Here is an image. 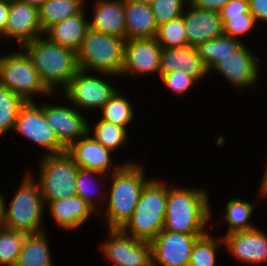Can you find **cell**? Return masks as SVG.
Returning a JSON list of instances; mask_svg holds the SVG:
<instances>
[{
  "mask_svg": "<svg viewBox=\"0 0 267 266\" xmlns=\"http://www.w3.org/2000/svg\"><path fill=\"white\" fill-rule=\"evenodd\" d=\"M249 11L256 22L267 23V0H248Z\"/></svg>",
  "mask_w": 267,
  "mask_h": 266,
  "instance_id": "cell-40",
  "label": "cell"
},
{
  "mask_svg": "<svg viewBox=\"0 0 267 266\" xmlns=\"http://www.w3.org/2000/svg\"><path fill=\"white\" fill-rule=\"evenodd\" d=\"M21 48L31 58L42 83L53 96L58 88L63 90L79 71L76 52L51 42L44 35Z\"/></svg>",
  "mask_w": 267,
  "mask_h": 266,
  "instance_id": "cell-3",
  "label": "cell"
},
{
  "mask_svg": "<svg viewBox=\"0 0 267 266\" xmlns=\"http://www.w3.org/2000/svg\"><path fill=\"white\" fill-rule=\"evenodd\" d=\"M98 177L101 178L102 182L100 186L105 188L106 184L103 183V180L104 178H107L108 180L110 179L108 174L79 168L76 179V189L77 195L81 197L84 201H86L99 215V213H101L102 211V208H99V204L95 201V198L96 196L98 197L100 191H97V189H95V186L98 184L96 186L98 188L100 184L99 181H96V178ZM95 191L96 193H94Z\"/></svg>",
  "mask_w": 267,
  "mask_h": 266,
  "instance_id": "cell-33",
  "label": "cell"
},
{
  "mask_svg": "<svg viewBox=\"0 0 267 266\" xmlns=\"http://www.w3.org/2000/svg\"><path fill=\"white\" fill-rule=\"evenodd\" d=\"M24 136L32 144L44 148L45 155L61 154L67 148L59 141L53 128L48 124L42 105L28 101L21 107L15 121L13 132Z\"/></svg>",
  "mask_w": 267,
  "mask_h": 266,
  "instance_id": "cell-10",
  "label": "cell"
},
{
  "mask_svg": "<svg viewBox=\"0 0 267 266\" xmlns=\"http://www.w3.org/2000/svg\"><path fill=\"white\" fill-rule=\"evenodd\" d=\"M93 127L94 129L89 122L88 133L93 135L97 142L112 152L128 144V131L125 127L100 119Z\"/></svg>",
  "mask_w": 267,
  "mask_h": 266,
  "instance_id": "cell-30",
  "label": "cell"
},
{
  "mask_svg": "<svg viewBox=\"0 0 267 266\" xmlns=\"http://www.w3.org/2000/svg\"><path fill=\"white\" fill-rule=\"evenodd\" d=\"M259 206V203L249 202L242 200L240 198H232L225 205L224 214L221 218L223 224L227 225L226 234L246 231L256 228L257 226L253 225L250 221L252 213L254 212L256 205Z\"/></svg>",
  "mask_w": 267,
  "mask_h": 266,
  "instance_id": "cell-27",
  "label": "cell"
},
{
  "mask_svg": "<svg viewBox=\"0 0 267 266\" xmlns=\"http://www.w3.org/2000/svg\"><path fill=\"white\" fill-rule=\"evenodd\" d=\"M93 7L89 28L126 40L124 0H94Z\"/></svg>",
  "mask_w": 267,
  "mask_h": 266,
  "instance_id": "cell-22",
  "label": "cell"
},
{
  "mask_svg": "<svg viewBox=\"0 0 267 266\" xmlns=\"http://www.w3.org/2000/svg\"><path fill=\"white\" fill-rule=\"evenodd\" d=\"M256 23L251 13H243V16L229 17V20L223 24V32L224 35L243 42L241 36L250 33L258 25Z\"/></svg>",
  "mask_w": 267,
  "mask_h": 266,
  "instance_id": "cell-37",
  "label": "cell"
},
{
  "mask_svg": "<svg viewBox=\"0 0 267 266\" xmlns=\"http://www.w3.org/2000/svg\"><path fill=\"white\" fill-rule=\"evenodd\" d=\"M21 1L39 8L45 0H21Z\"/></svg>",
  "mask_w": 267,
  "mask_h": 266,
  "instance_id": "cell-45",
  "label": "cell"
},
{
  "mask_svg": "<svg viewBox=\"0 0 267 266\" xmlns=\"http://www.w3.org/2000/svg\"><path fill=\"white\" fill-rule=\"evenodd\" d=\"M262 183L260 184V188H259V193H260V197L262 196V198H267V164H266V169L264 172V175L262 177Z\"/></svg>",
  "mask_w": 267,
  "mask_h": 266,
  "instance_id": "cell-43",
  "label": "cell"
},
{
  "mask_svg": "<svg viewBox=\"0 0 267 266\" xmlns=\"http://www.w3.org/2000/svg\"><path fill=\"white\" fill-rule=\"evenodd\" d=\"M161 50L156 38L126 40L120 76L132 74L142 77L157 74L160 77Z\"/></svg>",
  "mask_w": 267,
  "mask_h": 266,
  "instance_id": "cell-14",
  "label": "cell"
},
{
  "mask_svg": "<svg viewBox=\"0 0 267 266\" xmlns=\"http://www.w3.org/2000/svg\"><path fill=\"white\" fill-rule=\"evenodd\" d=\"M159 78L161 79V83H163L167 89L179 96L188 93V91L197 84V81L193 77L187 75L184 71L182 72L179 70L165 73Z\"/></svg>",
  "mask_w": 267,
  "mask_h": 266,
  "instance_id": "cell-38",
  "label": "cell"
},
{
  "mask_svg": "<svg viewBox=\"0 0 267 266\" xmlns=\"http://www.w3.org/2000/svg\"><path fill=\"white\" fill-rule=\"evenodd\" d=\"M10 8V0H0V36L5 32Z\"/></svg>",
  "mask_w": 267,
  "mask_h": 266,
  "instance_id": "cell-42",
  "label": "cell"
},
{
  "mask_svg": "<svg viewBox=\"0 0 267 266\" xmlns=\"http://www.w3.org/2000/svg\"><path fill=\"white\" fill-rule=\"evenodd\" d=\"M184 71L197 82L209 74L196 47L187 45L180 48L162 47L160 54V76L173 71Z\"/></svg>",
  "mask_w": 267,
  "mask_h": 266,
  "instance_id": "cell-20",
  "label": "cell"
},
{
  "mask_svg": "<svg viewBox=\"0 0 267 266\" xmlns=\"http://www.w3.org/2000/svg\"><path fill=\"white\" fill-rule=\"evenodd\" d=\"M222 245L224 246L222 236L215 239L209 231L200 236L192 248L189 266H215L216 252Z\"/></svg>",
  "mask_w": 267,
  "mask_h": 266,
  "instance_id": "cell-31",
  "label": "cell"
},
{
  "mask_svg": "<svg viewBox=\"0 0 267 266\" xmlns=\"http://www.w3.org/2000/svg\"><path fill=\"white\" fill-rule=\"evenodd\" d=\"M182 14L188 45L199 44L224 34L220 12L199 10L189 3Z\"/></svg>",
  "mask_w": 267,
  "mask_h": 266,
  "instance_id": "cell-19",
  "label": "cell"
},
{
  "mask_svg": "<svg viewBox=\"0 0 267 266\" xmlns=\"http://www.w3.org/2000/svg\"><path fill=\"white\" fill-rule=\"evenodd\" d=\"M245 42L231 36L221 35L199 44L196 49L205 67L209 71L221 58L231 55Z\"/></svg>",
  "mask_w": 267,
  "mask_h": 266,
  "instance_id": "cell-28",
  "label": "cell"
},
{
  "mask_svg": "<svg viewBox=\"0 0 267 266\" xmlns=\"http://www.w3.org/2000/svg\"><path fill=\"white\" fill-rule=\"evenodd\" d=\"M5 197L2 195V192L0 191V227H3V222L5 218Z\"/></svg>",
  "mask_w": 267,
  "mask_h": 266,
  "instance_id": "cell-44",
  "label": "cell"
},
{
  "mask_svg": "<svg viewBox=\"0 0 267 266\" xmlns=\"http://www.w3.org/2000/svg\"><path fill=\"white\" fill-rule=\"evenodd\" d=\"M224 246L237 261L259 265L267 262V233L256 227L222 235Z\"/></svg>",
  "mask_w": 267,
  "mask_h": 266,
  "instance_id": "cell-17",
  "label": "cell"
},
{
  "mask_svg": "<svg viewBox=\"0 0 267 266\" xmlns=\"http://www.w3.org/2000/svg\"><path fill=\"white\" fill-rule=\"evenodd\" d=\"M66 152L72 157L79 168L85 170L110 175L124 165L123 163L117 166L111 157L112 151L97 142L90 133L73 142Z\"/></svg>",
  "mask_w": 267,
  "mask_h": 266,
  "instance_id": "cell-18",
  "label": "cell"
},
{
  "mask_svg": "<svg viewBox=\"0 0 267 266\" xmlns=\"http://www.w3.org/2000/svg\"><path fill=\"white\" fill-rule=\"evenodd\" d=\"M86 0H45L38 8L39 23L45 33L65 18L75 16L85 8Z\"/></svg>",
  "mask_w": 267,
  "mask_h": 266,
  "instance_id": "cell-26",
  "label": "cell"
},
{
  "mask_svg": "<svg viewBox=\"0 0 267 266\" xmlns=\"http://www.w3.org/2000/svg\"><path fill=\"white\" fill-rule=\"evenodd\" d=\"M125 42V39L89 28L76 52L79 70L110 74L119 78L124 61Z\"/></svg>",
  "mask_w": 267,
  "mask_h": 266,
  "instance_id": "cell-6",
  "label": "cell"
},
{
  "mask_svg": "<svg viewBox=\"0 0 267 266\" xmlns=\"http://www.w3.org/2000/svg\"><path fill=\"white\" fill-rule=\"evenodd\" d=\"M243 13H250L248 0H230L221 10L220 17L222 24L229 20V17L243 16Z\"/></svg>",
  "mask_w": 267,
  "mask_h": 266,
  "instance_id": "cell-39",
  "label": "cell"
},
{
  "mask_svg": "<svg viewBox=\"0 0 267 266\" xmlns=\"http://www.w3.org/2000/svg\"><path fill=\"white\" fill-rule=\"evenodd\" d=\"M38 163V184L45 205L52 200H58L77 195L76 179L79 166L67 153L45 155Z\"/></svg>",
  "mask_w": 267,
  "mask_h": 266,
  "instance_id": "cell-8",
  "label": "cell"
},
{
  "mask_svg": "<svg viewBox=\"0 0 267 266\" xmlns=\"http://www.w3.org/2000/svg\"><path fill=\"white\" fill-rule=\"evenodd\" d=\"M28 172L14 193L10 205L5 204L3 227L6 229L37 234L45 231L43 225L45 202L40 186L33 173ZM43 227V228H42Z\"/></svg>",
  "mask_w": 267,
  "mask_h": 266,
  "instance_id": "cell-5",
  "label": "cell"
},
{
  "mask_svg": "<svg viewBox=\"0 0 267 266\" xmlns=\"http://www.w3.org/2000/svg\"><path fill=\"white\" fill-rule=\"evenodd\" d=\"M19 50L0 53V85L26 102L34 101V94L49 97L52 93L42 83L31 58L22 48Z\"/></svg>",
  "mask_w": 267,
  "mask_h": 266,
  "instance_id": "cell-7",
  "label": "cell"
},
{
  "mask_svg": "<svg viewBox=\"0 0 267 266\" xmlns=\"http://www.w3.org/2000/svg\"><path fill=\"white\" fill-rule=\"evenodd\" d=\"M167 182L150 179L141 191L131 218L121 230L139 240L151 242L164 227Z\"/></svg>",
  "mask_w": 267,
  "mask_h": 266,
  "instance_id": "cell-4",
  "label": "cell"
},
{
  "mask_svg": "<svg viewBox=\"0 0 267 266\" xmlns=\"http://www.w3.org/2000/svg\"><path fill=\"white\" fill-rule=\"evenodd\" d=\"M189 4L199 10L220 12L230 0H188Z\"/></svg>",
  "mask_w": 267,
  "mask_h": 266,
  "instance_id": "cell-41",
  "label": "cell"
},
{
  "mask_svg": "<svg viewBox=\"0 0 267 266\" xmlns=\"http://www.w3.org/2000/svg\"><path fill=\"white\" fill-rule=\"evenodd\" d=\"M97 75L79 70L62 90L63 97L79 111L101 109L118 89L106 81V76L110 79V76L114 77V75L104 73H97ZM103 75L105 79L101 77Z\"/></svg>",
  "mask_w": 267,
  "mask_h": 266,
  "instance_id": "cell-9",
  "label": "cell"
},
{
  "mask_svg": "<svg viewBox=\"0 0 267 266\" xmlns=\"http://www.w3.org/2000/svg\"><path fill=\"white\" fill-rule=\"evenodd\" d=\"M48 104L43 103V113L48 124L55 131L59 141L68 148L73 142L78 141L88 133L89 121L87 122L76 107L72 104ZM70 105V106H68Z\"/></svg>",
  "mask_w": 267,
  "mask_h": 266,
  "instance_id": "cell-15",
  "label": "cell"
},
{
  "mask_svg": "<svg viewBox=\"0 0 267 266\" xmlns=\"http://www.w3.org/2000/svg\"><path fill=\"white\" fill-rule=\"evenodd\" d=\"M207 191L167 184V200L163 230L183 234H206L212 208Z\"/></svg>",
  "mask_w": 267,
  "mask_h": 266,
  "instance_id": "cell-1",
  "label": "cell"
},
{
  "mask_svg": "<svg viewBox=\"0 0 267 266\" xmlns=\"http://www.w3.org/2000/svg\"><path fill=\"white\" fill-rule=\"evenodd\" d=\"M108 237L101 243V251L112 266H152L150 242L131 237L121 229H109Z\"/></svg>",
  "mask_w": 267,
  "mask_h": 266,
  "instance_id": "cell-11",
  "label": "cell"
},
{
  "mask_svg": "<svg viewBox=\"0 0 267 266\" xmlns=\"http://www.w3.org/2000/svg\"><path fill=\"white\" fill-rule=\"evenodd\" d=\"M27 236V233L0 227V266H14L16 264Z\"/></svg>",
  "mask_w": 267,
  "mask_h": 266,
  "instance_id": "cell-34",
  "label": "cell"
},
{
  "mask_svg": "<svg viewBox=\"0 0 267 266\" xmlns=\"http://www.w3.org/2000/svg\"><path fill=\"white\" fill-rule=\"evenodd\" d=\"M126 40L155 38L158 26L149 4L124 0Z\"/></svg>",
  "mask_w": 267,
  "mask_h": 266,
  "instance_id": "cell-24",
  "label": "cell"
},
{
  "mask_svg": "<svg viewBox=\"0 0 267 266\" xmlns=\"http://www.w3.org/2000/svg\"><path fill=\"white\" fill-rule=\"evenodd\" d=\"M136 162V163H135ZM129 161L116 172L109 175L111 186L107 185L108 194L104 214L109 229H121L131 218L140 194L150 178H146L140 162Z\"/></svg>",
  "mask_w": 267,
  "mask_h": 266,
  "instance_id": "cell-2",
  "label": "cell"
},
{
  "mask_svg": "<svg viewBox=\"0 0 267 266\" xmlns=\"http://www.w3.org/2000/svg\"><path fill=\"white\" fill-rule=\"evenodd\" d=\"M43 34L38 8L21 0H10L5 32L0 37L14 40L21 48Z\"/></svg>",
  "mask_w": 267,
  "mask_h": 266,
  "instance_id": "cell-16",
  "label": "cell"
},
{
  "mask_svg": "<svg viewBox=\"0 0 267 266\" xmlns=\"http://www.w3.org/2000/svg\"><path fill=\"white\" fill-rule=\"evenodd\" d=\"M25 100L0 85V139L14 128L15 121Z\"/></svg>",
  "mask_w": 267,
  "mask_h": 266,
  "instance_id": "cell-32",
  "label": "cell"
},
{
  "mask_svg": "<svg viewBox=\"0 0 267 266\" xmlns=\"http://www.w3.org/2000/svg\"><path fill=\"white\" fill-rule=\"evenodd\" d=\"M132 103L119 92L118 90L113 94L109 101L100 109V120H104L118 126L125 127L128 130L129 124L134 119V108Z\"/></svg>",
  "mask_w": 267,
  "mask_h": 266,
  "instance_id": "cell-29",
  "label": "cell"
},
{
  "mask_svg": "<svg viewBox=\"0 0 267 266\" xmlns=\"http://www.w3.org/2000/svg\"><path fill=\"white\" fill-rule=\"evenodd\" d=\"M203 235L162 230L150 242L152 266H189L192 248Z\"/></svg>",
  "mask_w": 267,
  "mask_h": 266,
  "instance_id": "cell-13",
  "label": "cell"
},
{
  "mask_svg": "<svg viewBox=\"0 0 267 266\" xmlns=\"http://www.w3.org/2000/svg\"><path fill=\"white\" fill-rule=\"evenodd\" d=\"M260 58L246 44L238 50L221 58L210 70L217 72L240 91L257 85ZM243 89V90H242Z\"/></svg>",
  "mask_w": 267,
  "mask_h": 266,
  "instance_id": "cell-12",
  "label": "cell"
},
{
  "mask_svg": "<svg viewBox=\"0 0 267 266\" xmlns=\"http://www.w3.org/2000/svg\"><path fill=\"white\" fill-rule=\"evenodd\" d=\"M188 0H155L150 4L157 26L182 16Z\"/></svg>",
  "mask_w": 267,
  "mask_h": 266,
  "instance_id": "cell-36",
  "label": "cell"
},
{
  "mask_svg": "<svg viewBox=\"0 0 267 266\" xmlns=\"http://www.w3.org/2000/svg\"><path fill=\"white\" fill-rule=\"evenodd\" d=\"M55 224L63 230H78L80 226L98 213L81 197H73L52 200L47 203Z\"/></svg>",
  "mask_w": 267,
  "mask_h": 266,
  "instance_id": "cell-21",
  "label": "cell"
},
{
  "mask_svg": "<svg viewBox=\"0 0 267 266\" xmlns=\"http://www.w3.org/2000/svg\"><path fill=\"white\" fill-rule=\"evenodd\" d=\"M84 8L75 16L65 18L61 22L51 26L45 33L51 42L77 52L86 32L89 29V19Z\"/></svg>",
  "mask_w": 267,
  "mask_h": 266,
  "instance_id": "cell-23",
  "label": "cell"
},
{
  "mask_svg": "<svg viewBox=\"0 0 267 266\" xmlns=\"http://www.w3.org/2000/svg\"><path fill=\"white\" fill-rule=\"evenodd\" d=\"M138 2H142V3H145V4H152L155 0H136Z\"/></svg>",
  "mask_w": 267,
  "mask_h": 266,
  "instance_id": "cell-46",
  "label": "cell"
},
{
  "mask_svg": "<svg viewBox=\"0 0 267 266\" xmlns=\"http://www.w3.org/2000/svg\"><path fill=\"white\" fill-rule=\"evenodd\" d=\"M45 231L29 234L14 266H53L52 253Z\"/></svg>",
  "mask_w": 267,
  "mask_h": 266,
  "instance_id": "cell-25",
  "label": "cell"
},
{
  "mask_svg": "<svg viewBox=\"0 0 267 266\" xmlns=\"http://www.w3.org/2000/svg\"><path fill=\"white\" fill-rule=\"evenodd\" d=\"M156 40L164 48H180L188 45L183 17L158 26Z\"/></svg>",
  "mask_w": 267,
  "mask_h": 266,
  "instance_id": "cell-35",
  "label": "cell"
}]
</instances>
